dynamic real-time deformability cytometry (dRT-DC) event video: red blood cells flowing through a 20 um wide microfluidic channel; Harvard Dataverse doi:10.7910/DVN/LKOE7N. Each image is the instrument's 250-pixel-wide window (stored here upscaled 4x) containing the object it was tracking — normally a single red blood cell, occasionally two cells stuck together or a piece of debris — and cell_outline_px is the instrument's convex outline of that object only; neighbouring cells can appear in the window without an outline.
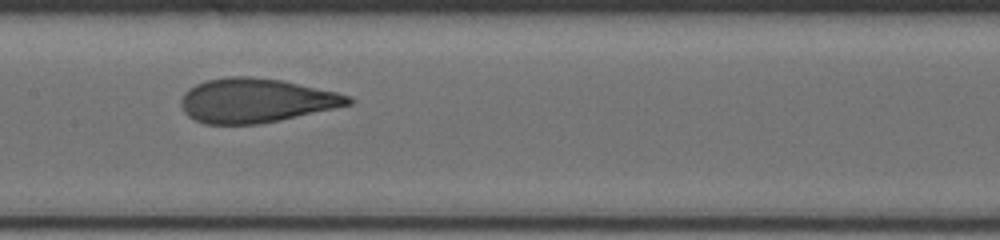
{"species": "human", "species_latin": "Homo sapiens", "temperature_condition": "cold", "stored_images_in_passage": 9, "segment_of_instrument_passage": [1, 2], "camera_frame_rate_fps": 3000, "um_per_image_px": 0.085, "donor": {"sex": "male"}, "frame": {"image": 1, "passage_image": 6, "time_ms": 5.0, "image_size_px": [1000, 240], "cell_outline_px": [[352, 104], [280, 120], [260, 124], [204, 124], [188, 116], [184, 112], [180, 104], [180, 100], [184, 92], [188, 88], [204, 80], [228, 76], [252, 76], [280, 80], [336, 92], [352, 96]], "centroid_in_image_um": [21.7, 8.54], "position_along_channel_um": 185.7, "area_um2": 43.12}}
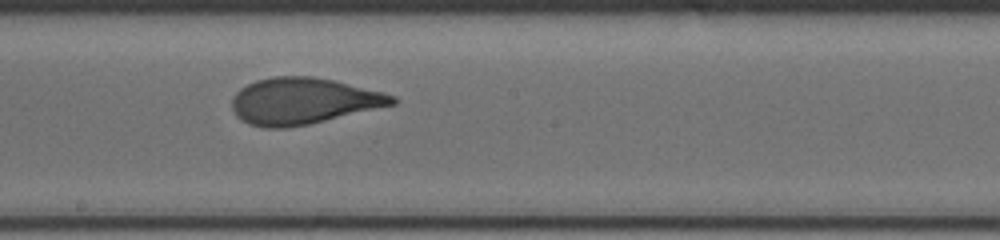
{"frame": {"image": 2, "passage_image": 7, "time_ms": 6.0, "image_size_px": [1000, 240], "cell_outline_px": [[396, 104], [308, 124], [284, 128], [264, 128], [248, 124], [240, 120], [236, 116], [232, 108], [232, 96], [240, 88], [256, 80], [272, 76], [312, 76], [336, 80], [384, 92], [396, 96]], "centroid_in_image_um": [25.75, 8.58], "position_along_channel_um": 222.5, "area_um2": 43.58}}
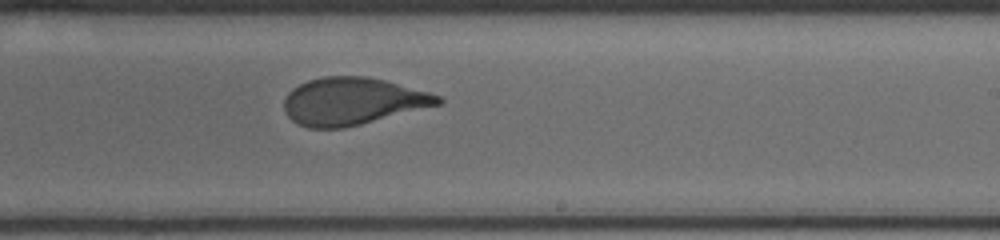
{"frame": {"image": 3, "passage_image": 8, "time_ms": 7.0, "image_size_px": [1000, 240], "cell_outline_px": [[444, 100], [440, 104], [344, 128], [308, 128], [292, 120], [288, 116], [284, 108], [284, 100], [288, 92], [292, 88], [308, 80], [324, 76], [368, 76], [384, 80], [428, 92], [440, 96]], "centroid_in_image_um": [29.93, 8.6], "position_along_channel_um": 259.1, "area_um2": 42.08}}